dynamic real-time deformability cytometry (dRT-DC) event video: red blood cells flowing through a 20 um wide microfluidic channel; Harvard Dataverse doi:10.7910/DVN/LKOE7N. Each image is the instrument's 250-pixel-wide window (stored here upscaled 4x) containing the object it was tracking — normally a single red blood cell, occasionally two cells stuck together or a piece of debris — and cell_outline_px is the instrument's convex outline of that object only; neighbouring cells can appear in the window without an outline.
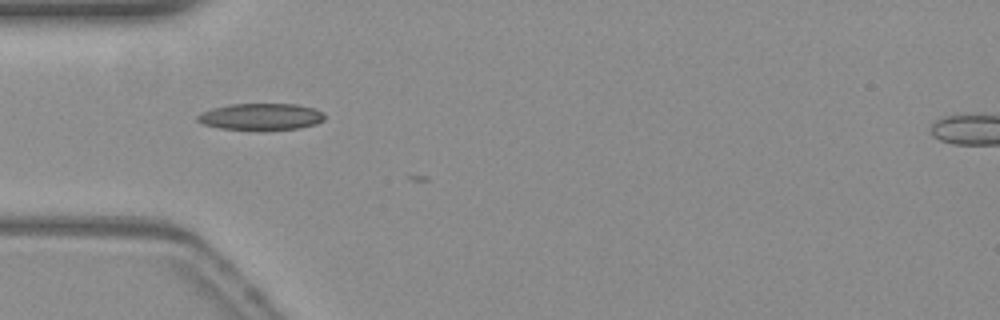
{"species": "common noctule bat (a hibernating species)", "species_latin": "Nyctalus noctula", "temperature_condition": "warm", "stored_images_in_passage": 4, "camera_frame_rate_fps": 3000, "um_per_image_px": 0.085, "animal": {"sex": "female", "body_mass_g": 19.3, "forearm_length_mm": 54.1}, "frame": {"image": 1, "passage_image": 1, "time_ms": 0.0, "image_size_px": [1000, 320], "cell_outline_px": [[324, 120], [316, 124], [300, 128], [220, 128], [204, 124], [196, 120], [196, 116], [200, 112], [212, 108], [228, 104], [296, 104], [312, 108], [320, 112], [324, 116]], "centroid_in_image_um": [22.14, 9.88], "position_along_channel_um": 62.9, "area_um2": 19.13}}